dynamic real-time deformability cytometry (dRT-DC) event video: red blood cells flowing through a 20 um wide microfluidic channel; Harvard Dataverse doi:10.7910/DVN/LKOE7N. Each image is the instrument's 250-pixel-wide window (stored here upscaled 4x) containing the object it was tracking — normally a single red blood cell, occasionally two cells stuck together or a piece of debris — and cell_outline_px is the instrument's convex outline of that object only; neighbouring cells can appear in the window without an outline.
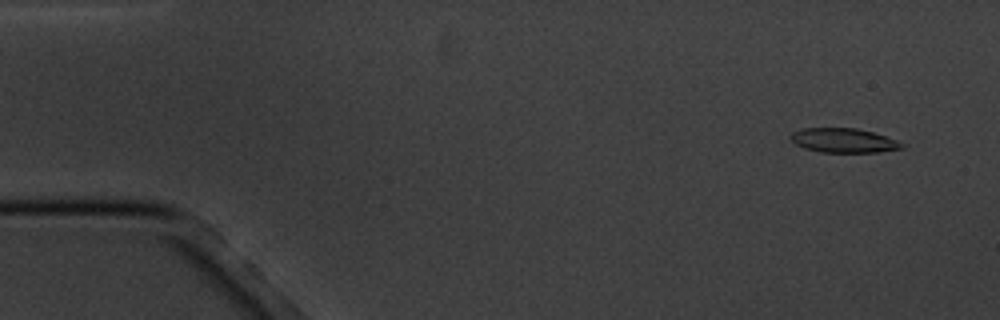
{"species": "common noctule bat (a hibernating species)", "species_latin": "Nyctalus noctula", "temperature_condition": "cold", "stored_images_in_passage": 10, "camera_frame_rate_fps": 3000, "um_per_image_px": 0.085, "animal": {"sex": "male", "body_mass_g": 20.1, "forearm_length_mm": 53.5}, "frame": {"image": 1, "passage_image": 1, "time_ms": 0.0, "image_size_px": [1000, 320], "cell_outline_px": [[908, 144], [904, 148], [876, 152], [820, 152], [804, 148], [796, 144], [788, 136], [792, 132], [804, 128], [856, 128], [872, 132]], "centroid_in_image_um": [71.71, 11.94], "position_along_channel_um": 13.3, "area_um2": 15.78}}
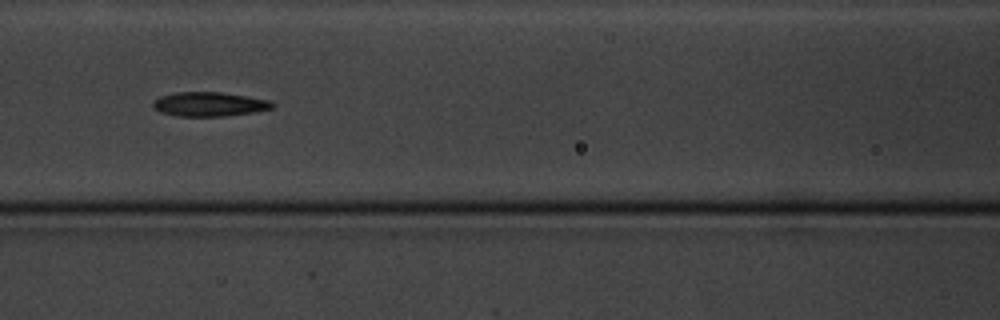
{"frame": {"image": 2, "passage_image": 7, "time_ms": 7.0, "image_size_px": [1000, 320], "cell_outline_px": [[276, 104], [272, 108], [252, 112], [224, 116], [176, 116], [160, 112], [152, 104], [160, 96], [176, 92], [220, 92], [272, 100]], "centroid_in_image_um": [17.82, 8.85], "position_along_channel_um": 148.8, "area_um2": 16.76}}
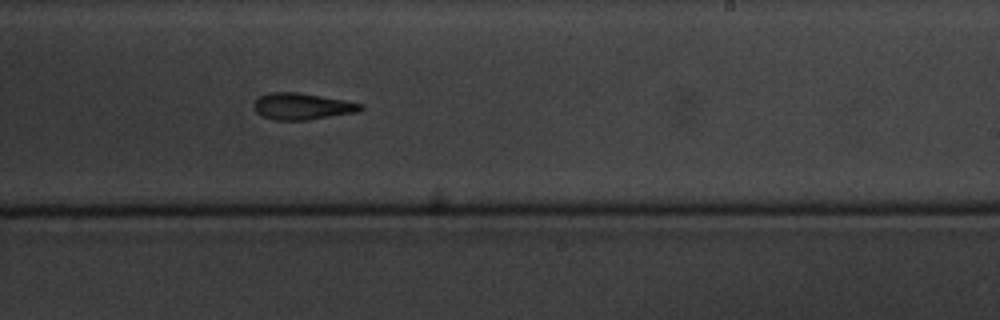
{"frame": {"image": 3, "passage_image": 10, "time_ms": 10.333, "image_size_px": [1000, 320], "cell_outline_px": [[364, 108], [356, 112], [308, 120], [276, 120], [264, 116], [256, 112], [252, 108], [252, 104], [260, 96], [268, 92], [296, 92], [344, 100], [364, 104]], "centroid_in_image_um": [25.66, 9.04], "position_along_channel_um": 263.3, "area_um2": 16.47}}